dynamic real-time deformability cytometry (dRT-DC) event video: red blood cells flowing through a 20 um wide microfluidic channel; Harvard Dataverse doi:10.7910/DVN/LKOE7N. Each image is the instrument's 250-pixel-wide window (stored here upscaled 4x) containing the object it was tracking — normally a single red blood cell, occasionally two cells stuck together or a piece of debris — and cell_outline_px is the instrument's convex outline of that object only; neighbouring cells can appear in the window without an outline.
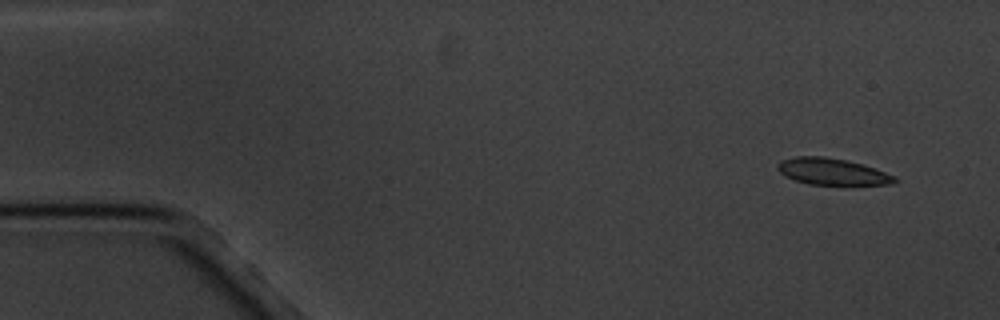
{"species": "common noctule bat (a hibernating species)", "species_latin": "Nyctalus noctula", "temperature_condition": "cold", "stored_images_in_passage": 7, "camera_frame_rate_fps": 3000, "um_per_image_px": 0.085, "animal": {"sex": "male", "body_mass_g": 20.1, "forearm_length_mm": 53.5}, "frame": {"image": 1, "passage_image": 1, "time_ms": 0.0, "image_size_px": [1000, 320], "cell_outline_px": [[900, 180], [892, 184], [808, 184], [784, 176], [776, 168], [776, 164], [780, 160], [796, 156], [824, 156], [848, 160], [864, 164], [876, 168], [896, 176]], "centroid_in_image_um": [70.74, 14.57], "position_along_channel_um": 14.3, "area_um2": 18.32}}
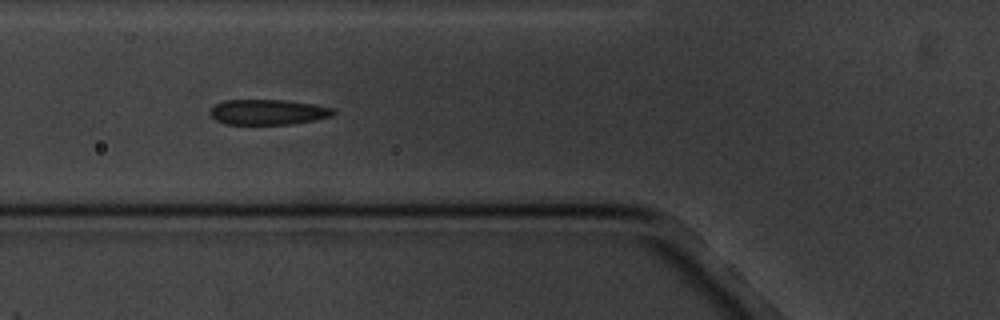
{"frame": {"image": 2, "passage_image": 6, "time_ms": 5.667, "image_size_px": [1000, 320], "cell_outline_px": [[336, 112], [332, 116], [292, 124], [224, 124], [216, 120], [208, 112], [216, 104], [224, 100], [288, 100], [312, 104], [332, 108]], "centroid_in_image_um": [22.76, 9.52], "position_along_channel_um": 103.0, "area_um2": 18.09}}
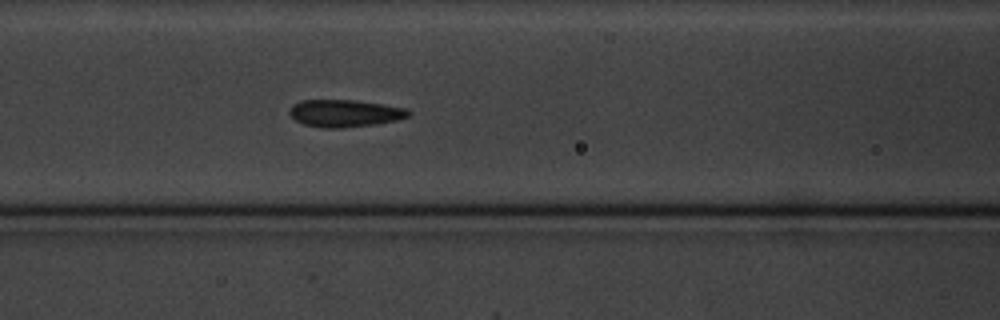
{"frame": {"image": 3, "passage_image": 7, "time_ms": 6.667, "image_size_px": [1000, 320], "cell_outline_px": [[412, 112], [408, 116], [396, 120], [376, 124], [340, 128], [320, 128], [304, 124], [296, 120], [288, 112], [292, 104], [300, 100], [352, 100], [408, 108]], "centroid_in_image_um": [29.29, 9.63], "position_along_channel_um": 137.3, "area_um2": 18.9}}